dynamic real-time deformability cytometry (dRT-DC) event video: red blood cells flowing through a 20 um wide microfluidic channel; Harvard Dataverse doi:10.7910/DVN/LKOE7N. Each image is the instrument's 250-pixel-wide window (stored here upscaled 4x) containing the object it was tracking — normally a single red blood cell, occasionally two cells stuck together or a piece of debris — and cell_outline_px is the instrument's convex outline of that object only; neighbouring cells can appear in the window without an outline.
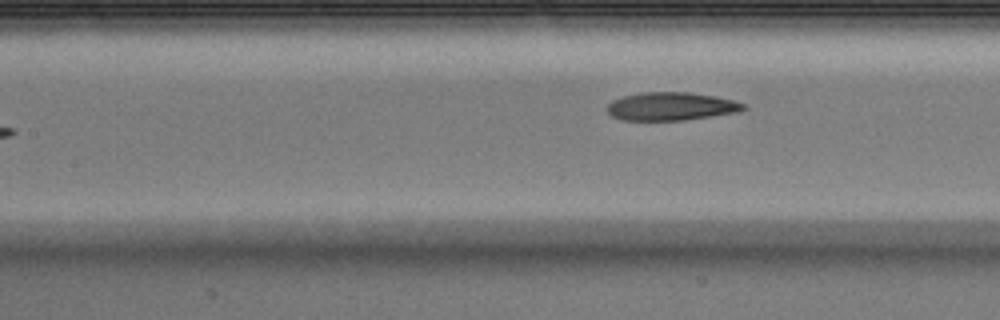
{"species": "Egyptian fruit bat (a non-hibernating species)", "species_latin": "Rousettus aegyptiacus", "temperature_condition": "warm", "stored_images_in_passage": 7, "camera_frame_rate_fps": 3000, "um_per_image_px": 0.085, "animal": {"sex": "male"}, "frame": {"image": 1, "passage_image": 7, "time_ms": 2.0, "image_size_px": [1000, 320], "cell_outline_px": [[748, 108], [740, 112], [684, 120], [620, 120], [612, 116], [604, 108], [612, 100], [624, 96], [640, 92], [688, 92], [716, 96], [732, 100], [744, 104]], "centroid_in_image_um": [57.03, 9.04], "position_along_channel_um": 150.4, "area_um2": 22.54}}